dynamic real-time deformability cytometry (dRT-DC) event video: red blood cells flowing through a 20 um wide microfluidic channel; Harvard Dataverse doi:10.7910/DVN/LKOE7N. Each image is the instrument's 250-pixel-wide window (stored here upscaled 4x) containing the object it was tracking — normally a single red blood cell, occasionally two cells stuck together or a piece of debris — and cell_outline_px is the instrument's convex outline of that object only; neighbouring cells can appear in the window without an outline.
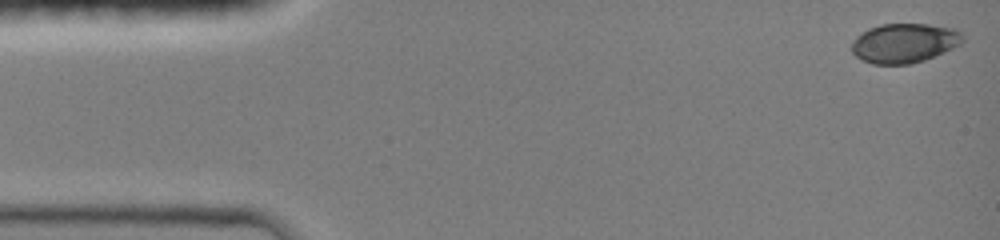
{"species": "common noctule bat (a hibernating species)", "species_latin": "Nyctalus noctula", "temperature_condition": "room temperature", "stored_images_in_passage": 45, "camera_frame_rate_fps": 3000, "um_per_image_px": 0.085, "animal": {"sex": "female", "body_mass_g": 19.0, "forearm_length_mm": 51.5}, "frame": {"image": 1, "passage_image": 1, "time_ms": 0.0, "image_size_px": [1000, 240], "cell_outline_px": [[964, 40], [960, 44], [952, 48], [924, 60], [908, 64], [872, 64], [860, 60], [852, 52], [852, 44], [856, 36], [868, 28], [880, 24], [928, 24], [956, 28], [964, 36]], "centroid_in_image_um": [76.86, 3.65], "position_along_channel_um": 8.1, "area_um2": 25.61}}
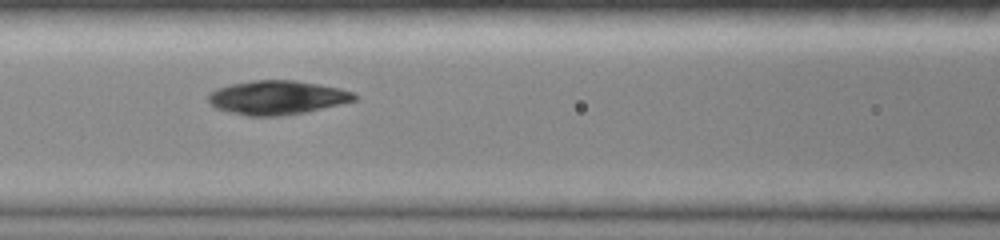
{"frame": {"image": 2, "passage_image": 19, "time_ms": 6.0, "image_size_px": [1000, 240], "cell_outline_px": [[356, 100], [304, 112], [276, 116], [248, 116], [228, 112], [216, 108], [208, 100], [208, 96], [216, 88], [232, 84], [252, 80], [296, 80], [320, 84], [340, 88], [352, 92], [356, 96]], "centroid_in_image_um": [23.54, 8.28], "position_along_channel_um": 143.1, "area_um2": 28.67}}
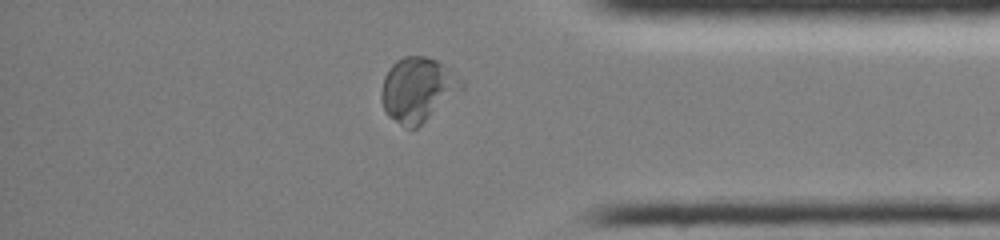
{"frame": {"image": 3, "passage_image": 38, "time_ms": 12.333, "image_size_px": [1000, 240], "cell_outline_px": [[464, 88], [416, 128], [404, 128], [388, 116], [384, 112], [380, 100], [380, 92], [384, 76], [388, 68], [396, 60], [404, 56], [424, 56], [436, 60], [456, 76], [464, 84]], "centroid_in_image_um": [35.43, 7.63], "position_along_channel_um": 399.8, "area_um2": 29.88}, "authors_computed_cell_mechanics": {"area_um2": 28.2064, "velocity_mm_per_s": 4.1594, "shape_relaxation_time_tau1_ms": 7.5194, "shape_relaxation_time_tau2_ms": 2.3337, "deformation_change_tau1": 0.1826, "deformation_change_tau2": 0.0535}}